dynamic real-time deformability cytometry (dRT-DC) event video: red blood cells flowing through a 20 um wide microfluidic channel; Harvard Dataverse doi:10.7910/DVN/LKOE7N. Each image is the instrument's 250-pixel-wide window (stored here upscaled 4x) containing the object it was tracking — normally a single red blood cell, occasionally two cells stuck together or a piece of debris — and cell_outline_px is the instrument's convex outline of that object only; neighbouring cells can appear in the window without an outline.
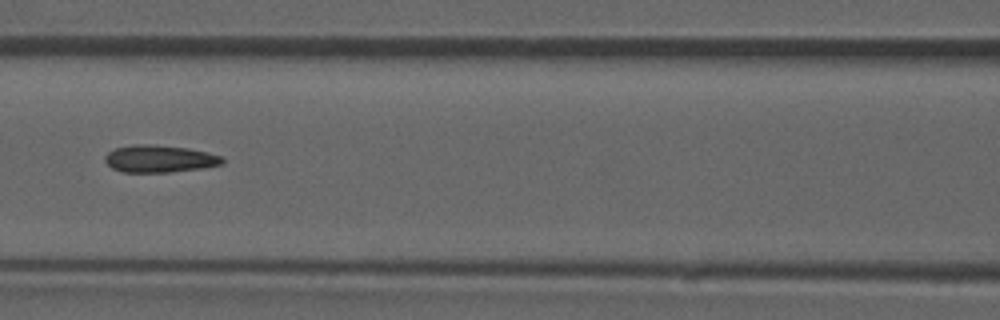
{"species": "common noctule bat (a hibernating species)", "species_latin": "Nyctalus noctula", "temperature_condition": "room temperature", "stored_images_in_passage": 52, "camera_frame_rate_fps": 3000, "um_per_image_px": 0.085, "animal": {"sex": "male", "forearm_length_mm": 52.5}, "frame": {"image": 1, "passage_image": 23, "time_ms": 7.333, "image_size_px": [1000, 320], "cell_outline_px": [[224, 164], [204, 168], [168, 172], [124, 172], [112, 168], [104, 160], [104, 156], [108, 152], [116, 148], [132, 144], [152, 144], [188, 148], [224, 156]], "centroid_in_image_um": [13.58, 13.49], "position_along_channel_um": 153.0, "area_um2": 18.79}, "authors_computed_cell_mechanics": {"area_um2": 18.6983, "velocity_mm_per_s": 3.8776, "shape_relaxation_time_tau1_ms": null, "shape_relaxation_time_tau2_ms": 2.4208, "deformation_change_tau1": null, "deformation_change_tau2": 0.1099}}